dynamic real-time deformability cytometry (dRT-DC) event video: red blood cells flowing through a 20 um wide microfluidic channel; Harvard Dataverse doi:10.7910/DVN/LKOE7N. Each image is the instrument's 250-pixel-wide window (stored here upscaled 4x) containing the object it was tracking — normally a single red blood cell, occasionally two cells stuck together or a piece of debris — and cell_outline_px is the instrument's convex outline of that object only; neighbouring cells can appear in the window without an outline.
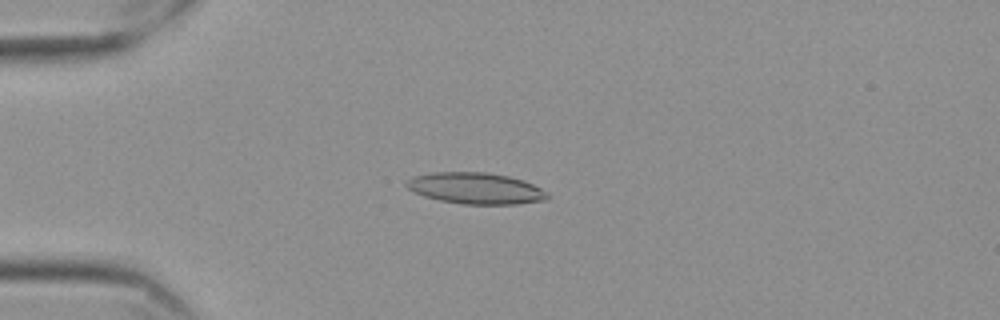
{"species": "Egyptian fruit bat (a non-hibernating species)", "species_latin": "Rousettus aegyptiacus", "temperature_condition": "cold", "stored_images_in_passage": 43, "camera_frame_rate_fps": 3000, "um_per_image_px": 0.085, "frame": {"image": 1, "passage_image": 1, "time_ms": 0.0, "image_size_px": [1000, 320], "cell_outline_px": [[552, 196], [548, 200], [516, 204], [464, 204], [440, 200], [424, 196], [412, 192], [404, 184], [412, 176], [432, 172], [488, 172], [508, 176], [524, 180], [548, 192]], "centroid_in_image_um": [40.45, 16.0], "position_along_channel_um": 44.5, "area_um2": 25.95}}
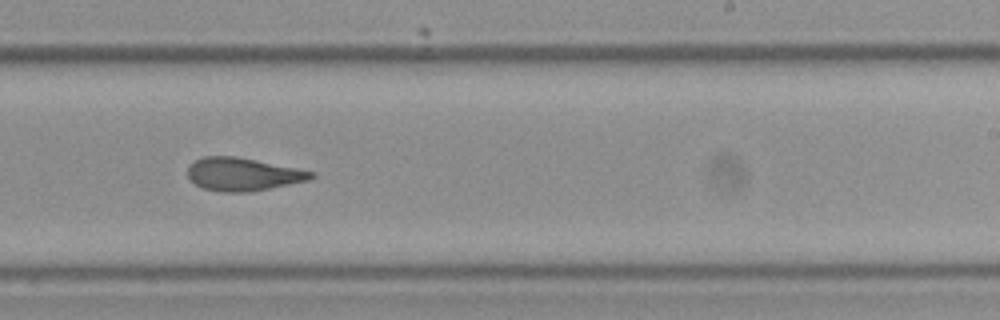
{"frame": {"image": 2, "passage_image": 22, "time_ms": 7.0, "image_size_px": [1000, 320], "cell_outline_px": [[316, 176], [308, 180], [248, 192], [220, 192], [204, 188], [196, 184], [188, 176], [188, 168], [196, 160], [204, 156], [236, 156], [296, 168], [312, 172]], "centroid_in_image_um": [20.63, 14.81], "position_along_channel_um": 268.4, "area_um2": 23.29}}
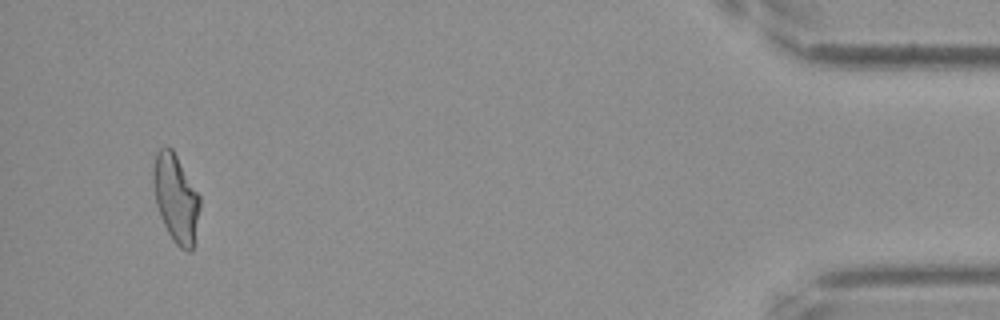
{"frame": {"image": 3, "passage_image": 41, "time_ms": 13.333, "image_size_px": [1000, 320], "cell_outline_px": [[200, 208], [192, 248], [188, 252], [180, 248], [176, 244], [168, 232], [160, 216], [156, 204], [152, 180], [152, 172], [156, 152], [160, 148], [172, 148], [200, 196]], "centroid_in_image_um": [14.93, 16.84], "position_along_channel_um": 420.3, "area_um2": 23.64}, "authors_computed_cell_mechanics": {"area_um2": 23.8714, "velocity_mm_per_s": 3.5317, "shape_relaxation_time_tau1_ms": null, "shape_relaxation_time_tau2_ms": 2.7221, "deformation_change_tau1": null, "deformation_change_tau2": 0.1088}}